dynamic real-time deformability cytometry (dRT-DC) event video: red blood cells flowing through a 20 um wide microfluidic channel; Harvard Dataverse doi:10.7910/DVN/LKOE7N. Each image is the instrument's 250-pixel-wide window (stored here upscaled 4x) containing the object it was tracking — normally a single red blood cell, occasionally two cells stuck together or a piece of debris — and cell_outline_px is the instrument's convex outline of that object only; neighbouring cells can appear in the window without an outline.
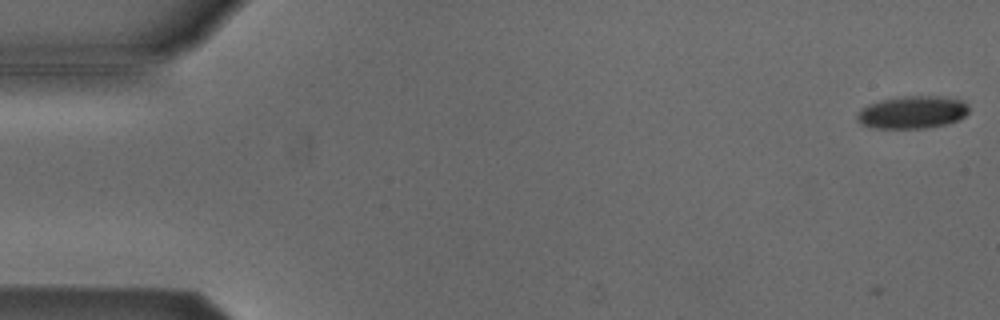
{"species": "Egyptian fruit bat (a non-hibernating species)", "species_latin": "Rousettus aegyptiacus", "temperature_condition": "cold", "stored_images_in_passage": 5, "camera_frame_rate_fps": 3000, "um_per_image_px": 0.085, "animal": {"sex": "male"}, "frame": {"image": 1, "passage_image": 1, "time_ms": 0.0, "image_size_px": [1000, 320], "cell_outline_px": [[968, 112], [964, 116], [948, 124], [928, 128], [872, 128], [860, 124], [856, 120], [856, 116], [860, 108], [868, 104], [884, 100], [904, 96], [940, 96], [960, 100], [968, 104]], "centroid_in_image_um": [77.52, 9.55], "position_along_channel_um": 7.5, "area_um2": 21.27}}